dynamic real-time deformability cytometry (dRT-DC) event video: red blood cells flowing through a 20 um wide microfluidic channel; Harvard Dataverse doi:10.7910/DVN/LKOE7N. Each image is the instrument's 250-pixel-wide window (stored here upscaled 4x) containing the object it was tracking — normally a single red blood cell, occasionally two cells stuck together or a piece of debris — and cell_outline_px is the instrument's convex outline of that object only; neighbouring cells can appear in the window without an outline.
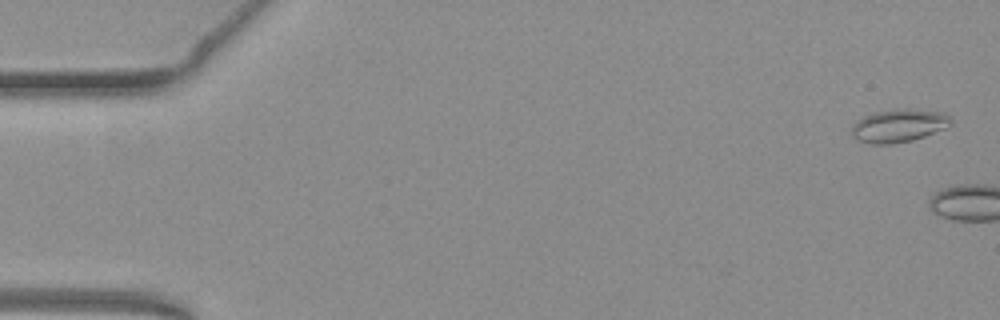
{"species": "common noctule bat (a hibernating species)", "species_latin": "Nyctalus noctula", "temperature_condition": "warm", "stored_images_in_passage": 5, "camera_frame_rate_fps": 3000, "um_per_image_px": 0.085, "animal": {"sex": "female", "body_mass_g": 19.3, "forearm_length_mm": 54.1}, "frame": {"image": 1, "passage_image": 2, "time_ms": 0.333, "image_size_px": [1000, 320], "cell_outline_px": [[952, 124], [944, 128], [924, 136], [912, 140], [892, 144], [872, 144], [860, 140], [852, 136], [852, 124], [864, 116], [872, 112], [896, 108], [908, 108], [944, 112], [952, 120]], "centroid_in_image_um": [76.39, 10.66], "position_along_channel_um": 8.6, "area_um2": 19.19}}